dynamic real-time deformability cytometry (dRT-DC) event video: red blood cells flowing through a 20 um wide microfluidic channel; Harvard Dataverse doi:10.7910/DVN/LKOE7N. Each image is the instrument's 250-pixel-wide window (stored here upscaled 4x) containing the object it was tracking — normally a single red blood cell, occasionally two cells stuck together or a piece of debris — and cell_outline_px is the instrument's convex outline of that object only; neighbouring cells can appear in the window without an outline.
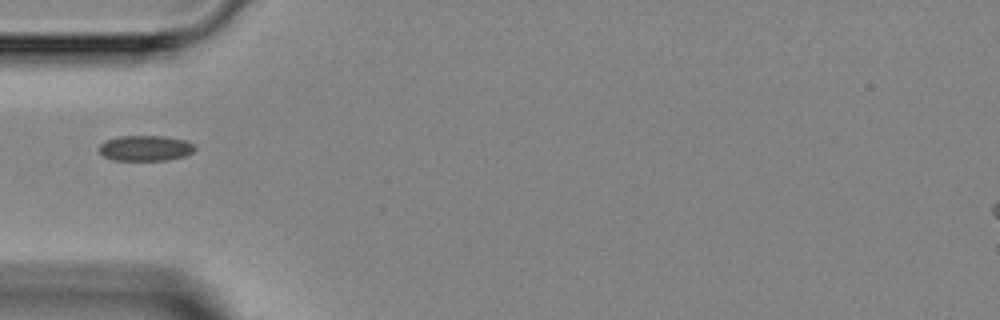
{"species": "Egyptian fruit bat (a non-hibernating species)", "species_latin": "Rousettus aegyptiacus", "temperature_condition": "room temperature", "stored_images_in_passage": 1, "camera_frame_rate_fps": 3000, "um_per_image_px": 0.085, "animal": {"sex": "female"}, "frame": {"image": 1, "passage_image": 1, "time_ms": 0.0, "image_size_px": [1000, 320], "cell_outline_px": [[196, 148], [192, 152], [184, 156], [168, 160], [112, 160], [104, 156], [96, 148], [104, 140], [120, 136], [164, 136], [184, 140], [196, 144]], "centroid_in_image_um": [12.34, 12.59], "position_along_channel_um": 72.7, "area_um2": 14.39}}